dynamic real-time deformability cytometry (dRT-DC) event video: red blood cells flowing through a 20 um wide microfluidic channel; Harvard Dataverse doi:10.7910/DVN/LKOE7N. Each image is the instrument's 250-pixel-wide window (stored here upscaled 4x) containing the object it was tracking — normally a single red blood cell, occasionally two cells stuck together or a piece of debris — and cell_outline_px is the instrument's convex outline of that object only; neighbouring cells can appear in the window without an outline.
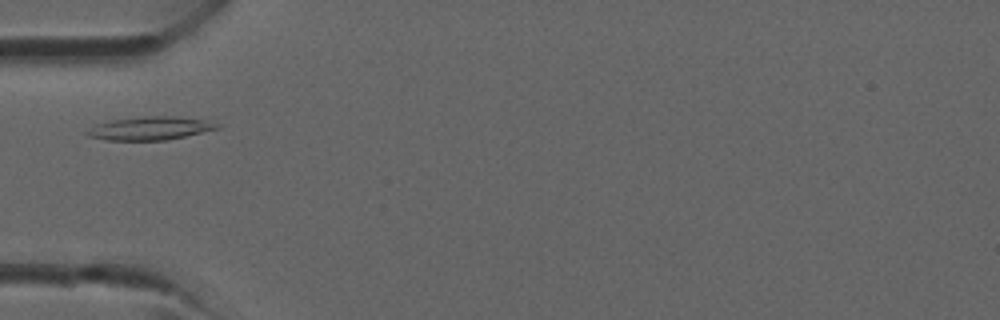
{"species": "common noctule bat (a hibernating species)", "species_latin": "Nyctalus noctula", "temperature_condition": "room temperature", "stored_images_in_passage": 33, "camera_frame_rate_fps": 3000, "um_per_image_px": 0.085, "animal": {"sex": "male", "forearm_length_mm": 52.5}, "frame": {"image": 1, "passage_image": 7, "time_ms": 2.0, "image_size_px": [1000, 320], "cell_outline_px": [[220, 128], [184, 136], [164, 140], [108, 140], [88, 136], [84, 132], [96, 124], [112, 120], [144, 116], [172, 116], [200, 120], [220, 124]], "centroid_in_image_um": [12.7, 10.91], "position_along_channel_um": 72.3, "area_um2": 17.28}}
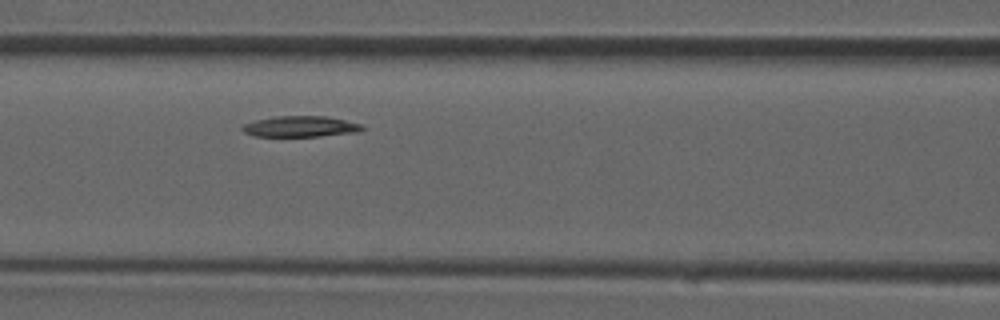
{"frame": {"image": 2, "passage_image": 11, "time_ms": 3.333, "image_size_px": [1000, 320], "cell_outline_px": [[364, 128], [360, 132], [320, 136], [256, 136], [244, 132], [240, 128], [244, 124], [256, 120], [276, 116], [324, 116], [364, 124]], "centroid_in_image_um": [25.57, 10.75], "position_along_channel_um": 141.0, "area_um2": 14.57}}
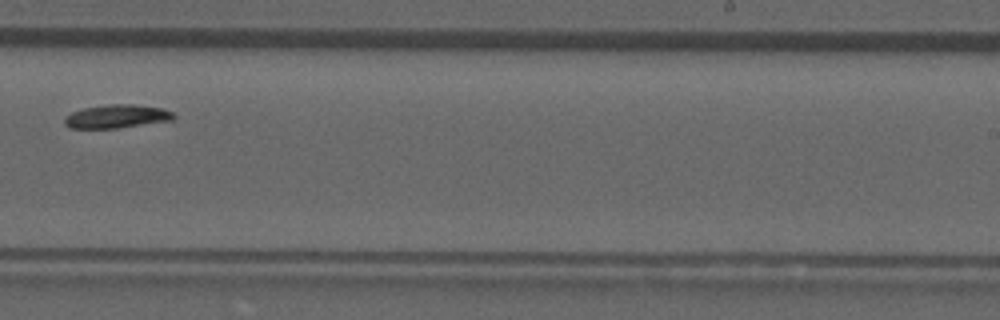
{"frame": {"image": 3, "passage_image": 19, "time_ms": 6.0, "image_size_px": [1000, 320], "cell_outline_px": [[176, 116], [172, 120], [116, 128], [68, 128], [64, 124], [64, 120], [72, 112], [84, 108], [108, 104], [136, 104], [164, 108], [172, 112]], "centroid_in_image_um": [9.94, 9.88], "position_along_channel_um": 279.1, "area_um2": 14.85}}